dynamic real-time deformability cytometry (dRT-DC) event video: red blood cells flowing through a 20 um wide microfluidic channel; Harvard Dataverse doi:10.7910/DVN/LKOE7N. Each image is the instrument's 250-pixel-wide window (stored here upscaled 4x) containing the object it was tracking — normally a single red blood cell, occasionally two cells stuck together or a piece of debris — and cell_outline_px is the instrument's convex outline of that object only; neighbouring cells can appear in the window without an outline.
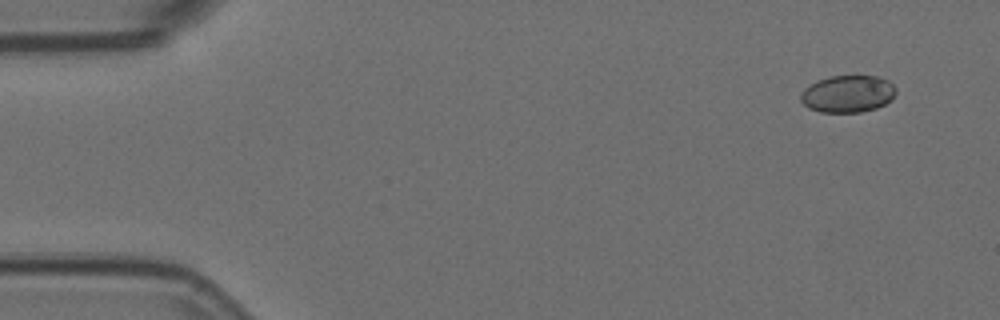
{"species": "Egyptian fruit bat (a non-hibernating species)", "species_latin": "Rousettus aegyptiacus", "temperature_condition": "room temperature", "stored_images_in_passage": 6, "camera_frame_rate_fps": 3000, "um_per_image_px": 0.085, "animal": {"sex": "female"}, "frame": {"image": 1, "passage_image": 1, "time_ms": 0.0, "image_size_px": [1000, 320], "cell_outline_px": [[896, 92], [892, 100], [876, 108], [860, 112], [820, 112], [808, 108], [800, 100], [800, 96], [804, 88], [816, 80], [828, 76], [876, 76], [888, 80], [896, 88]], "centroid_in_image_um": [72.05, 7.97], "position_along_channel_um": 13.0, "area_um2": 20.75}}